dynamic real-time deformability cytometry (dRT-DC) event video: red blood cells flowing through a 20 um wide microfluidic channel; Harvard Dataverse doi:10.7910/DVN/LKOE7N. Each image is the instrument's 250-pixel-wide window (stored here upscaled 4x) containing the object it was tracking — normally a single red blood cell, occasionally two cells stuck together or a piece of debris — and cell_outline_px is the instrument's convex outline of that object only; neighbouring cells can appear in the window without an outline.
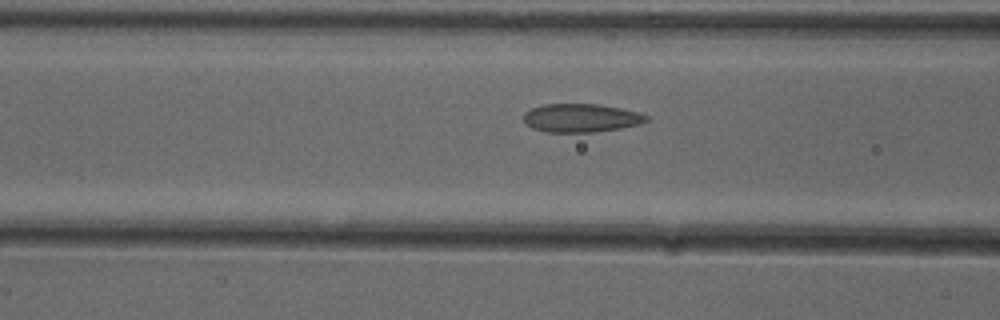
{"species": "common noctule bat (a hibernating species)", "species_latin": "Nyctalus noctula", "temperature_condition": "cold", "stored_images_in_passage": 14, "camera_frame_rate_fps": 3000, "um_per_image_px": 0.085, "animal": {"sex": "female"}, "frame": {"image": 1, "passage_image": 12, "time_ms": 3.667, "image_size_px": [1000, 320], "cell_outline_px": [[648, 120], [640, 124], [620, 128], [592, 132], [544, 132], [532, 128], [524, 120], [524, 112], [532, 108], [544, 104], [596, 104], [620, 108], [640, 112], [648, 116]], "centroid_in_image_um": [49.39, 10.02], "position_along_channel_um": 117.2, "area_um2": 20.29}}